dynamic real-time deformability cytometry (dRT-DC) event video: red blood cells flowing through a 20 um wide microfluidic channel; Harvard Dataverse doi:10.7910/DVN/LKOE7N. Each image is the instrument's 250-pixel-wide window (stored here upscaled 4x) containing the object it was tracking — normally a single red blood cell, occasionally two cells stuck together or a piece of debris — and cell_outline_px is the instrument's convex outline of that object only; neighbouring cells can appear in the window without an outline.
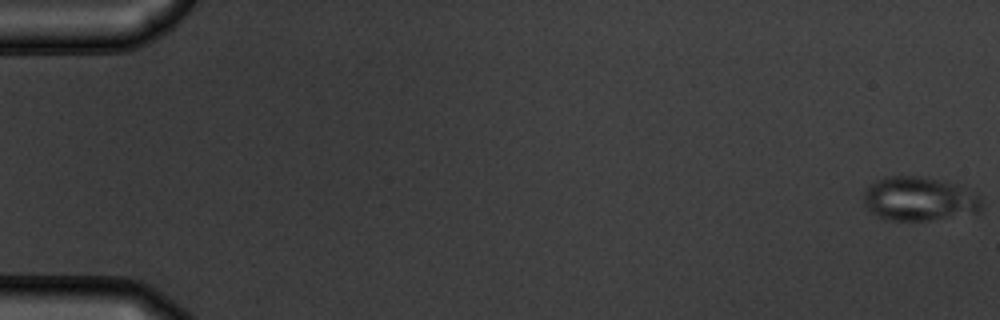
{"species": "common noctule bat (a hibernating species)", "species_latin": "Nyctalus noctula", "temperature_condition": "warm", "stored_images_in_passage": 54, "camera_frame_rate_fps": 3000, "um_per_image_px": 0.085, "animal": {"sex": "male", "body_mass_g": 19.5, "forearm_length_mm": 54.6}, "frame": {"image": 1, "passage_image": 1, "time_ms": 0.0, "image_size_px": [1000, 320], "cell_outline_px": [[984, 208], [980, 212], [928, 220], [888, 220], [872, 212], [864, 204], [864, 192], [876, 180], [884, 176], [924, 176], [948, 180], [964, 184], [976, 192], [984, 200]], "centroid_in_image_um": [78.26, 16.87], "position_along_channel_um": 6.7, "area_um2": 30.98}}
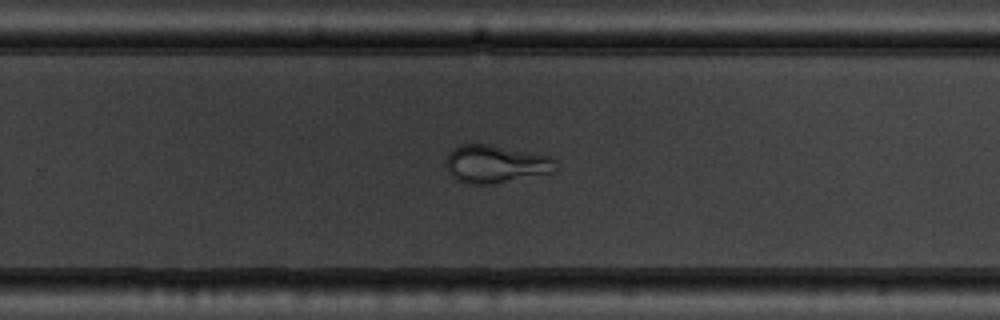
{"frame": {"image": 2, "passage_image": 36, "time_ms": 11.667, "image_size_px": [1000, 320], "cell_outline_px": [[556, 160], [552, 172], [492, 184], [468, 184], [456, 180], [448, 172], [448, 152], [452, 148], [460, 144], [488, 144], [552, 156]], "centroid_in_image_um": [42.1, 13.93], "position_along_channel_um": 287.7, "area_um2": 23.99}}
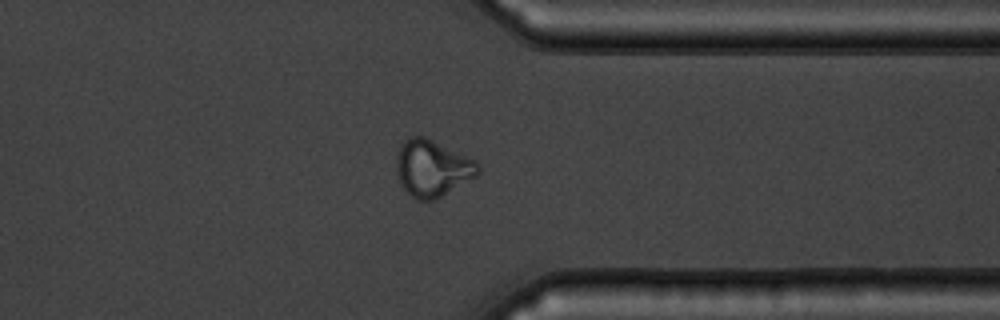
{"frame": {"image": 3, "passage_image": 43, "time_ms": 14.0, "image_size_px": [1000, 320], "cell_outline_px": [[480, 172], [476, 176], [440, 196], [432, 200], [416, 200], [400, 184], [396, 168], [396, 156], [400, 144], [408, 136], [424, 136], [476, 160], [480, 164]], "centroid_in_image_um": [36.73, 14.27], "position_along_channel_um": 374.7, "area_um2": 26.82}, "authors_computed_cell_mechanics": {"area_um2": 27.2527, "velocity_mm_per_s": 3.823, "shape_relaxation_time_tau1_ms": 7.347, "shape_relaxation_time_tau2_ms": 0.9886, "deformation_change_tau1": 0.1879, "deformation_change_tau2": 0.0543}}